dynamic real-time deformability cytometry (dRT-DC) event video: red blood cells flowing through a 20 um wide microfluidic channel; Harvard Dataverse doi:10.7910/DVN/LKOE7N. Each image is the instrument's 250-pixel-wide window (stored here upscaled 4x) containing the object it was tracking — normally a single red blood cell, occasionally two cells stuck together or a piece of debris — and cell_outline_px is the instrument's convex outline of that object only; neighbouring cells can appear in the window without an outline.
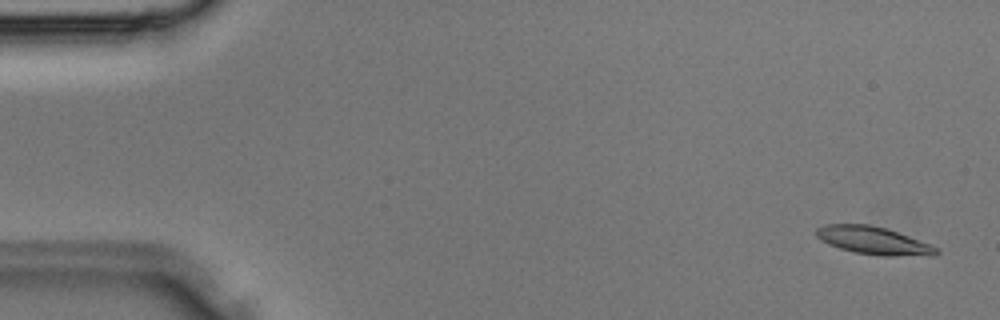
{"species": "Egyptian fruit bat (a non-hibernating species)", "species_latin": "Rousettus aegyptiacus", "temperature_condition": "room temperature", "stored_images_in_passage": 10, "camera_frame_rate_fps": 3000, "um_per_image_px": 0.085, "animal": {"sex": "male"}, "frame": {"image": 1, "passage_image": 2, "time_ms": 0.333, "image_size_px": [1000, 320], "cell_outline_px": [[940, 252], [936, 256], [884, 256], [852, 252], [828, 244], [820, 240], [816, 236], [816, 228], [824, 224], [868, 224], [884, 228], [908, 236], [940, 248]], "centroid_in_image_um": [74.26, 20.46], "position_along_channel_um": 10.7, "area_um2": 19.54}}